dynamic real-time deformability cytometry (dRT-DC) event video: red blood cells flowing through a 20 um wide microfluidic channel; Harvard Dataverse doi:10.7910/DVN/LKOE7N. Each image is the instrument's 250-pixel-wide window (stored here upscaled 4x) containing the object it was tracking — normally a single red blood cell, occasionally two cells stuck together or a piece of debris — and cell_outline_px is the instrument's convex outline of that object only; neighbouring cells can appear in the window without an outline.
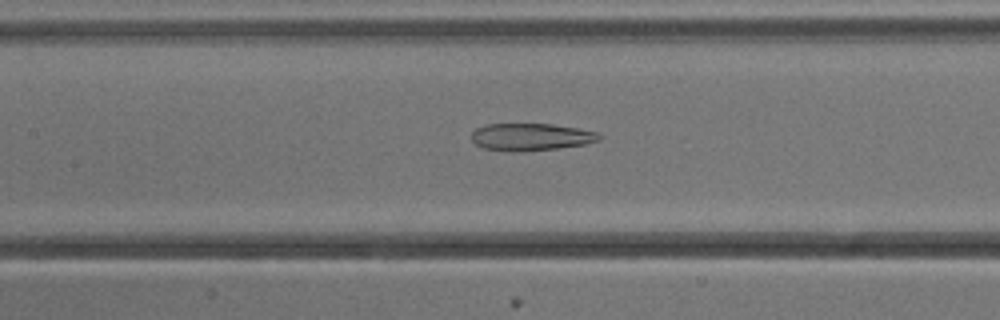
{"species": "common noctule bat (a hibernating species)", "species_latin": "Nyctalus noctula", "temperature_condition": "cold", "stored_images_in_passage": 42, "camera_frame_rate_fps": 3000, "um_per_image_px": 0.085, "animal": {"sex": "male", "body_mass_g": 13.3}, "frame": {"image": 1, "passage_image": 24, "time_ms": 7.667, "image_size_px": [1000, 320], "cell_outline_px": [[600, 140], [584, 144], [556, 148], [516, 152], [512, 152], [484, 148], [476, 144], [472, 140], [472, 132], [476, 128], [488, 124], [552, 124], [576, 128], [596, 132], [600, 136]], "centroid_in_image_um": [45.09, 11.64], "position_along_channel_um": 162.3, "area_um2": 20.06}}
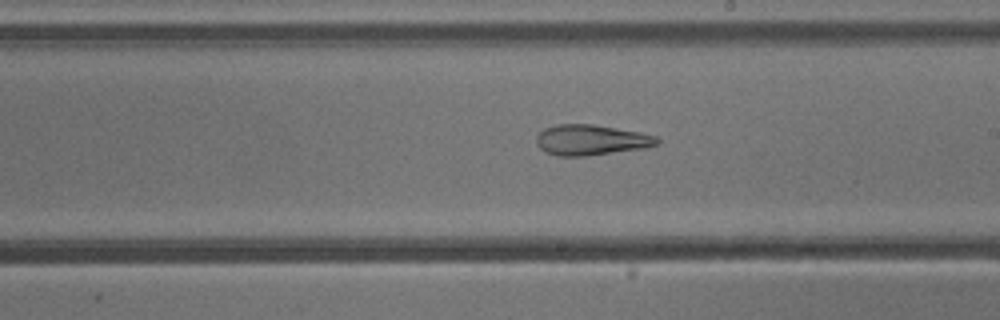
{"frame": {"image": 2, "passage_image": 30, "time_ms": 9.667, "image_size_px": [1000, 320], "cell_outline_px": [[660, 140], [656, 144], [644, 148], [584, 156], [560, 156], [544, 152], [536, 144], [536, 136], [544, 128], [556, 124], [592, 124], [640, 132], [656, 136]], "centroid_in_image_um": [50.2, 11.89], "position_along_channel_um": 238.8, "area_um2": 21.39}}
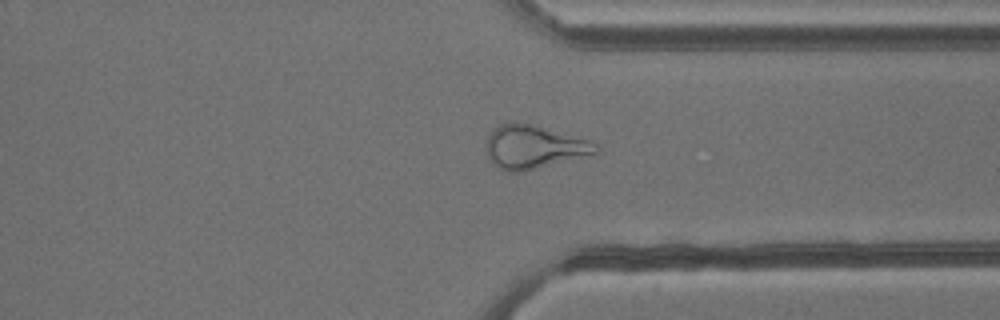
{"frame": {"image": 3, "passage_image": 40, "time_ms": 13.0, "image_size_px": [1000, 320], "cell_outline_px": [[600, 152], [520, 172], [508, 172], [492, 164], [484, 148], [488, 136], [492, 128], [500, 124], [532, 124], [592, 140], [600, 144]], "centroid_in_image_um": [45.38, 12.49], "position_along_channel_um": 366.0, "area_um2": 27.69}}